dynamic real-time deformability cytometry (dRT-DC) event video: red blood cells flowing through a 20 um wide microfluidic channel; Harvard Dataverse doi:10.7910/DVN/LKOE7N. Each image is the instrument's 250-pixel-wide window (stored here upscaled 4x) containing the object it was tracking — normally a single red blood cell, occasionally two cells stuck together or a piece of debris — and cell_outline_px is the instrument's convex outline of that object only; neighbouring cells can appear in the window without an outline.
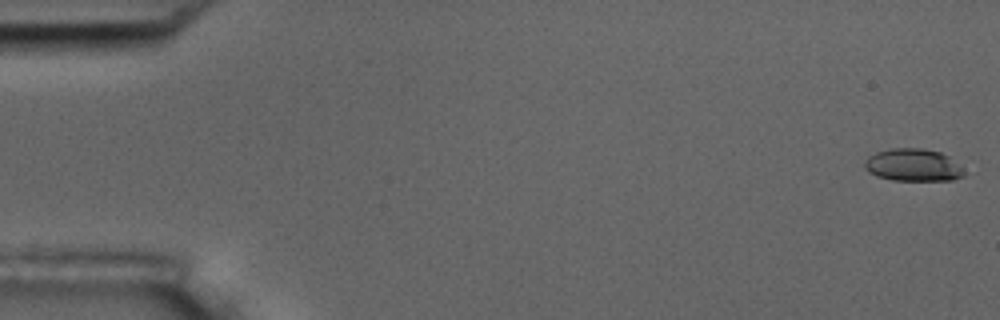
{"species": "common noctule bat (a hibernating species)", "species_latin": "Nyctalus noctula", "temperature_condition": "room temperature", "stored_images_in_passage": 7, "camera_frame_rate_fps": 3000, "um_per_image_px": 0.085, "animal": {"sex": "male", "body_mass_g": 17.5, "forearm_length_mm": 52.3}, "frame": {"image": 1, "passage_image": 1, "time_ms": 0.0, "image_size_px": [1000, 320], "cell_outline_px": [[968, 172], [964, 176], [952, 180], [892, 180], [876, 176], [868, 172], [864, 168], [864, 160], [868, 156], [876, 152], [892, 148], [924, 148], [940, 152], [948, 156]], "centroid_in_image_um": [77.61, 14.03], "position_along_channel_um": 7.4, "area_um2": 19.07}}
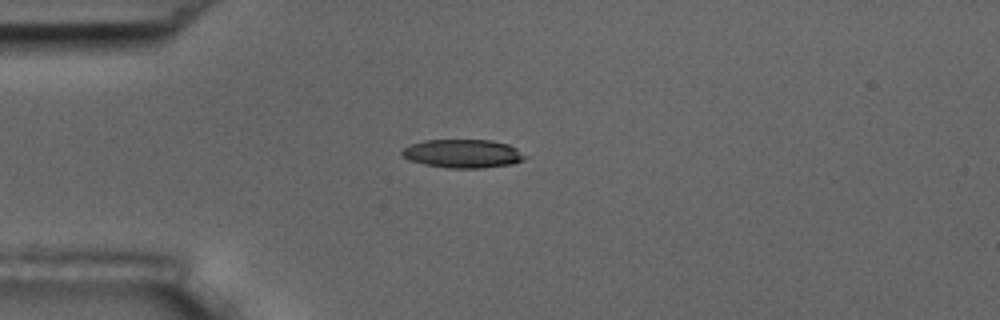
{"frame": {"image": 2, "passage_image": 5, "time_ms": 1.333, "image_size_px": [1000, 320], "cell_outline_px": [[528, 156], [524, 160], [512, 164], [484, 168], [448, 168], [424, 164], [408, 160], [400, 152], [404, 148], [412, 144], [424, 140], [492, 140], [508, 144], [516, 148]], "centroid_in_image_um": [39.37, 13.06], "position_along_channel_um": 45.6, "area_um2": 20.52}}